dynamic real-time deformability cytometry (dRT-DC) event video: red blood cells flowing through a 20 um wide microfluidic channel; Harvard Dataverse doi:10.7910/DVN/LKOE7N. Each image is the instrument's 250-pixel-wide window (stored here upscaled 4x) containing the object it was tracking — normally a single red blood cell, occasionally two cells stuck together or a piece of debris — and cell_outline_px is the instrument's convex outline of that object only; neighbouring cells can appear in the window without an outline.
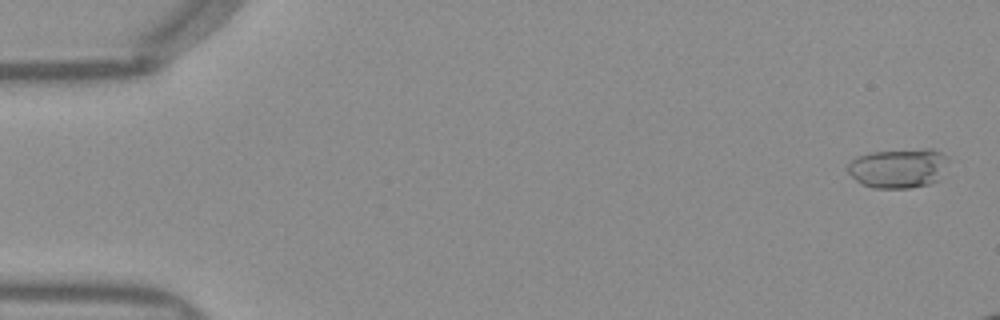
{"species": "Egyptian fruit bat (a non-hibernating species)", "species_latin": "Rousettus aegyptiacus", "temperature_condition": "warm", "stored_images_in_passage": 46, "camera_frame_rate_fps": 3000, "um_per_image_px": 0.085, "frame": {"image": 1, "passage_image": 2, "time_ms": 0.333, "image_size_px": [1000, 320], "cell_outline_px": [[948, 160], [940, 180], [928, 184], [908, 188], [872, 188], [860, 184], [848, 172], [848, 164], [856, 156], [872, 152], [928, 148], [932, 148], [940, 152]], "centroid_in_image_um": [76.36, 14.3], "position_along_channel_um": 8.6, "area_um2": 23.24}}
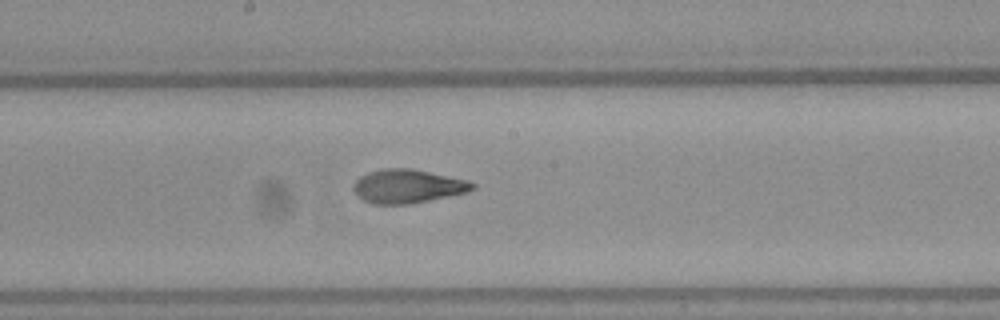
{"frame": {"image": 2, "passage_image": 28, "time_ms": 9.0, "image_size_px": [1000, 320], "cell_outline_px": [[476, 188], [468, 192], [408, 204], [372, 204], [364, 200], [352, 188], [352, 184], [360, 176], [368, 172], [384, 168], [412, 168], [468, 180], [476, 184]], "centroid_in_image_um": [34.66, 15.82], "position_along_channel_um": 213.5, "area_um2": 23.35}}
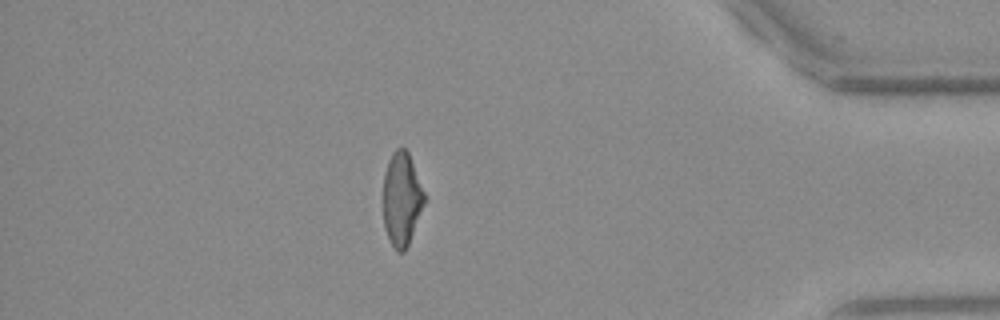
{"frame": {"image": 3, "passage_image": 45, "time_ms": 14.667, "image_size_px": [1000, 320], "cell_outline_px": [[428, 200], [408, 244], [404, 252], [396, 252], [384, 228], [380, 200], [384, 176], [388, 160], [392, 152], [396, 148], [404, 148], [408, 152]], "centroid_in_image_um": [34.13, 16.93], "position_along_channel_um": 401.1, "area_um2": 23.35}}